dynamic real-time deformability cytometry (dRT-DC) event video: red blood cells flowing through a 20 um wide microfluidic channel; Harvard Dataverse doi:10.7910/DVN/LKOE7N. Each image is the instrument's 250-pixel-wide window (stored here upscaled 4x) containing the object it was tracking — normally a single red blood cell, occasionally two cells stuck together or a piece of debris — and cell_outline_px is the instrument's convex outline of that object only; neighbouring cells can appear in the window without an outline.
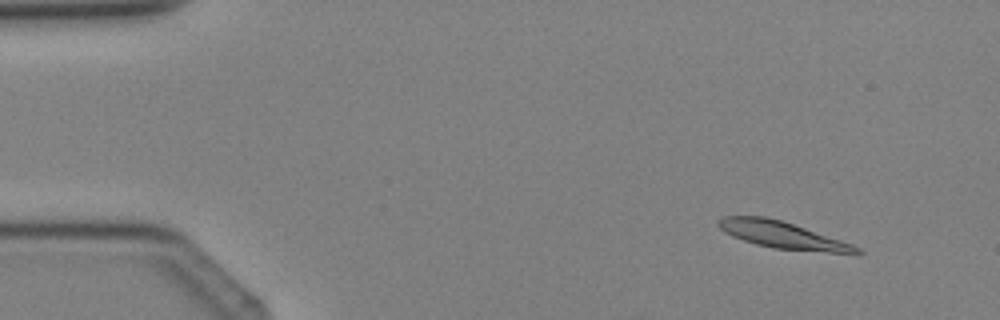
{"species": "Egyptian fruit bat (a non-hibernating species)", "species_latin": "Rousettus aegyptiacus", "temperature_condition": "cold", "stored_images_in_passage": 4, "camera_frame_rate_fps": 3000, "um_per_image_px": 0.085, "animal": {"sex": "female"}, "frame": {"image": 1, "passage_image": 1, "time_ms": 0.0, "image_size_px": [1000, 320], "cell_outline_px": [[864, 252], [860, 256], [856, 256], [772, 248], [756, 244], [732, 236], [724, 232], [716, 224], [716, 220], [724, 216], [764, 216], [784, 220], [852, 244], [860, 248]], "centroid_in_image_um": [66.64, 20.01], "position_along_channel_um": 18.4, "area_um2": 22.48}}